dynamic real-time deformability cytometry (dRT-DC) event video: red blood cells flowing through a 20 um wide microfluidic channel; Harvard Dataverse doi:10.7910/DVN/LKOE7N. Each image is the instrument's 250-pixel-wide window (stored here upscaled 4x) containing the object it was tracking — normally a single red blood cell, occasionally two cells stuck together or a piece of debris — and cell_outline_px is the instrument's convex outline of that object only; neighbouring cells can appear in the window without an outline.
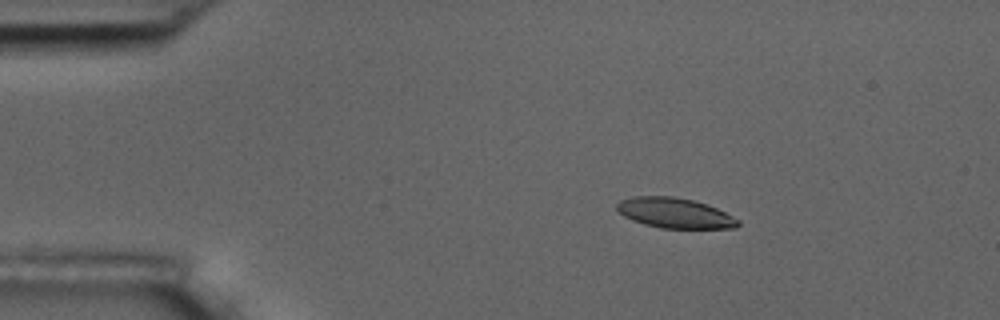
{"species": "common noctule bat (a hibernating species)", "species_latin": "Nyctalus noctula", "temperature_condition": "room temperature", "stored_images_in_passage": 5, "camera_frame_rate_fps": 3000, "um_per_image_px": 0.085, "animal": {"sex": "male", "body_mass_g": 17.5, "forearm_length_mm": 52.3}, "frame": {"image": 1, "passage_image": 3, "time_ms": 2.333, "image_size_px": [1000, 320], "cell_outline_px": [[740, 224], [736, 228], [660, 228], [644, 224], [632, 220], [624, 216], [616, 208], [616, 204], [620, 200], [632, 196], [672, 196], [692, 200], [716, 208], [740, 220]], "centroid_in_image_um": [57.33, 18.11], "position_along_channel_um": 27.7, "area_um2": 21.21}}